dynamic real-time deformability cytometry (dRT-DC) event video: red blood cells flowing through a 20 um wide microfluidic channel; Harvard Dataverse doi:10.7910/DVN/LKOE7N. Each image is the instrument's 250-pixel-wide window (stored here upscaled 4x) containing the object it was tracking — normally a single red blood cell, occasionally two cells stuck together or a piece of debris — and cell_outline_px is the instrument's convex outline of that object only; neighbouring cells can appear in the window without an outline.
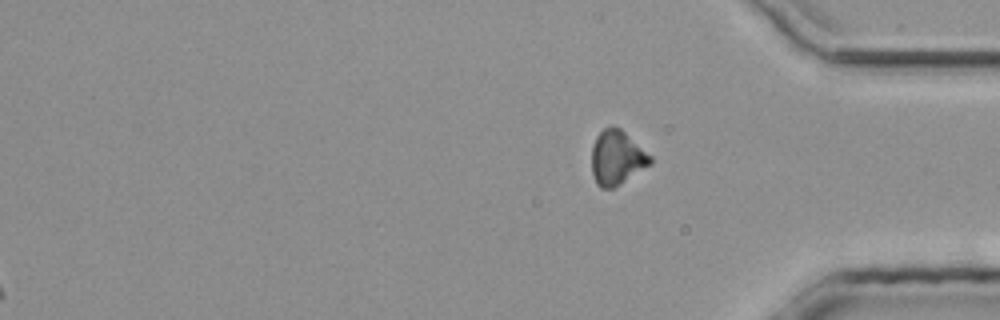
{"species": "common noctule bat (a hibernating species)", "species_latin": "Nyctalus noctula", "temperature_condition": "room temperature", "stored_images_in_passage": 26, "segment_of_instrument_passage": [2, 2], "camera_frame_rate_fps": 3000, "um_per_image_px": 0.085, "animal": {"sex": "male", "body_mass_g": 20.4}, "frame": {"image": 1, "passage_image": 26, "time_ms": 8.333, "image_size_px": [1000, 320], "cell_outline_px": [[652, 164], [620, 184], [612, 188], [600, 188], [596, 184], [592, 172], [592, 148], [596, 136], [604, 128], [620, 128], [652, 156]], "centroid_in_image_um": [52.44, 13.43], "position_along_channel_um": 382.8, "area_um2": 18.44}}